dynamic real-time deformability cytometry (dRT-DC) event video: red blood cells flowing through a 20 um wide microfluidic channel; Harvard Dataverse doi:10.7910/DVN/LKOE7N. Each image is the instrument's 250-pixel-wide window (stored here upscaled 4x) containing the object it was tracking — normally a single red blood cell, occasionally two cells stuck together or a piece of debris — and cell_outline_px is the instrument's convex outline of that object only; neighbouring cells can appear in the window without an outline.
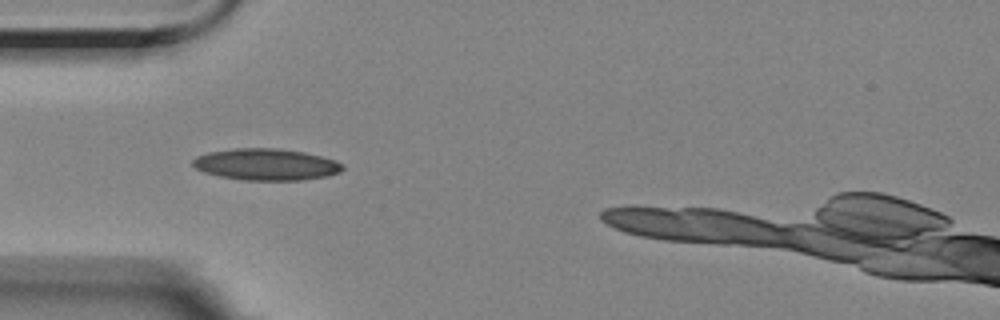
{"species": "Egyptian fruit bat (a non-hibernating species)", "species_latin": "Rousettus aegyptiacus", "temperature_condition": "room temperature", "stored_images_in_passage": 27, "camera_frame_rate_fps": 3000, "um_per_image_px": 0.085, "animal": {"sex": "female"}, "frame": {"image": 1, "passage_image": 3, "time_ms": 0.667, "image_size_px": [1000, 320], "cell_outline_px": [[344, 168], [340, 172], [328, 176], [304, 180], [240, 180], [220, 176], [204, 172], [196, 168], [192, 164], [192, 160], [196, 156], [208, 152], [232, 148], [280, 148], [304, 152], [336, 160], [344, 164]], "centroid_in_image_um": [22.63, 13.97], "position_along_channel_um": 62.4, "area_um2": 27.86}}
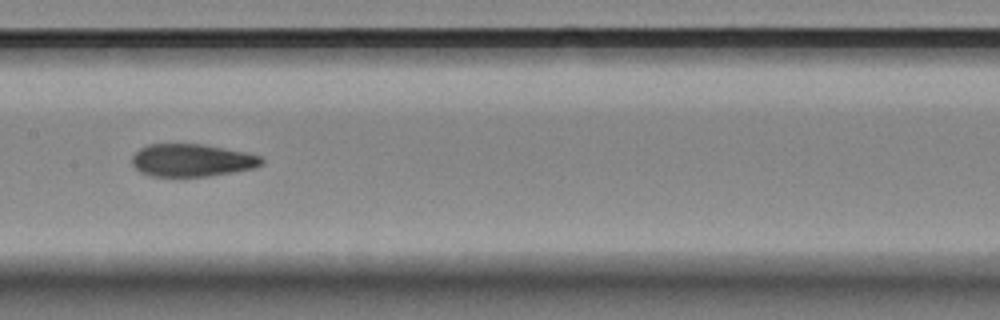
{"frame": {"image": 2, "passage_image": 14, "time_ms": 4.333, "image_size_px": [1000, 320], "cell_outline_px": [[264, 164], [252, 168], [232, 172], [208, 176], [152, 176], [140, 172], [132, 164], [132, 156], [140, 148], [148, 144], [200, 144], [244, 152], [260, 156], [264, 160]], "centroid_in_image_um": [16.29, 13.62], "position_along_channel_um": 191.1, "area_um2": 24.39}}
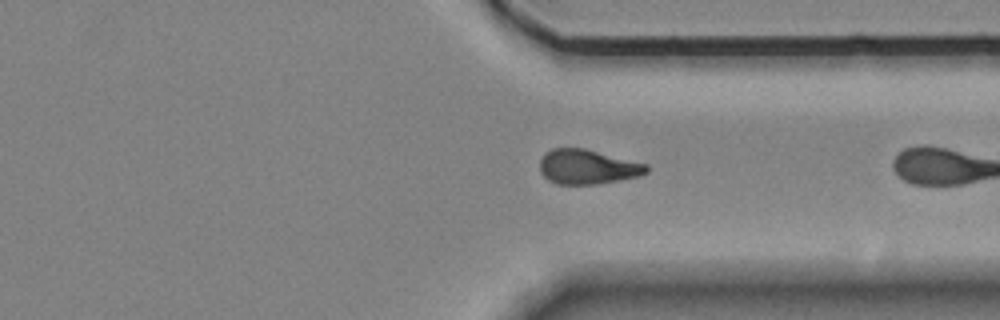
{"frame": {"image": 3, "passage_image": 26, "time_ms": 8.333, "image_size_px": [1000, 320], "cell_outline_px": [[648, 172], [640, 176], [596, 184], [556, 184], [548, 180], [540, 172], [540, 160], [544, 152], [552, 148], [584, 148], [648, 164]], "centroid_in_image_um": [49.92, 14.18], "position_along_channel_um": 361.5, "area_um2": 21.62}}